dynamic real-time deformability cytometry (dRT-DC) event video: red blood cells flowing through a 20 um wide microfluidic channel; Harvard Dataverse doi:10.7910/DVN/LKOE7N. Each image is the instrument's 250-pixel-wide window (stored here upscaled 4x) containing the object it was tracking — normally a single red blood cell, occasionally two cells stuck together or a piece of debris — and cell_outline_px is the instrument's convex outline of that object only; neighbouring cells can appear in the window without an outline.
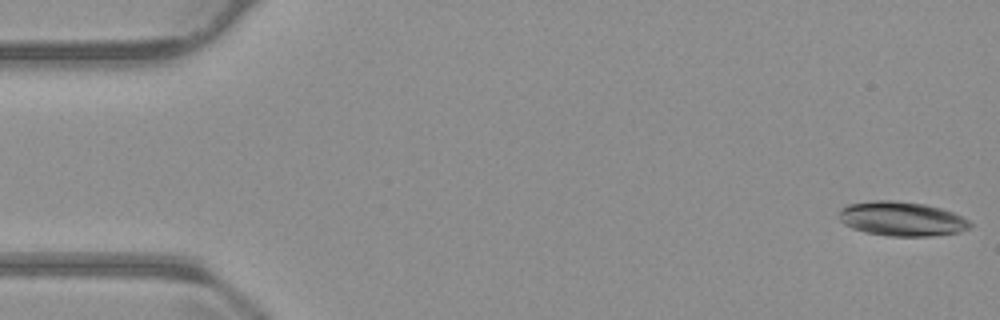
{"species": "common noctule bat (a hibernating species)", "species_latin": "Nyctalus noctula", "temperature_condition": "warm", "stored_images_in_passage": 26, "camera_frame_rate_fps": 3000, "um_per_image_px": 0.085, "animal": {"sex": "male", "body_mass_g": 23.1, "forearm_length_mm": 52.7}, "frame": {"image": 1, "passage_image": 1, "time_ms": 0.0, "image_size_px": [1000, 320], "cell_outline_px": [[972, 224], [968, 228], [960, 232], [932, 236], [888, 236], [868, 232], [852, 228], [844, 224], [840, 220], [840, 208], [848, 204], [876, 200], [892, 200], [924, 204], [940, 208], [952, 212], [968, 220]], "centroid_in_image_um": [76.64, 18.6], "position_along_channel_um": 8.4, "area_um2": 26.07}}